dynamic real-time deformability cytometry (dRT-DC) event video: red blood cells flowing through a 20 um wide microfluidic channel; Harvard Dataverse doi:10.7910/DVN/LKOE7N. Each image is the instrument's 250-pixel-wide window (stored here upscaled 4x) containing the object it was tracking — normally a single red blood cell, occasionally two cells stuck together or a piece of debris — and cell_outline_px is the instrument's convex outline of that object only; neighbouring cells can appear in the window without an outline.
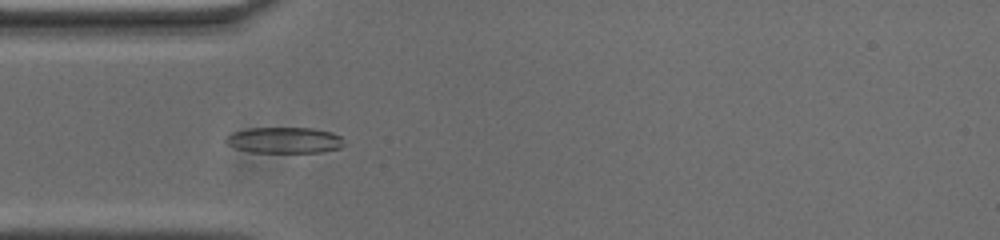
{"species": "common noctule bat (a hibernating species)", "species_latin": "Nyctalus noctula", "temperature_condition": "cold", "stored_images_in_passage": 49, "camera_frame_rate_fps": 3000, "um_per_image_px": 0.085, "animal": {"sex": "male", "body_mass_g": 20.0, "forearm_length_mm": 53.3}, "frame": {"image": 1, "passage_image": 10, "time_ms": 3.0, "image_size_px": [1000, 240], "cell_outline_px": [[344, 144], [340, 148], [320, 152], [252, 152], [236, 148], [228, 144], [224, 140], [224, 136], [232, 132], [248, 128], [312, 128], [332, 132], [340, 136]], "centroid_in_image_um": [24.14, 11.91], "position_along_channel_um": 60.9, "area_um2": 17.92}}
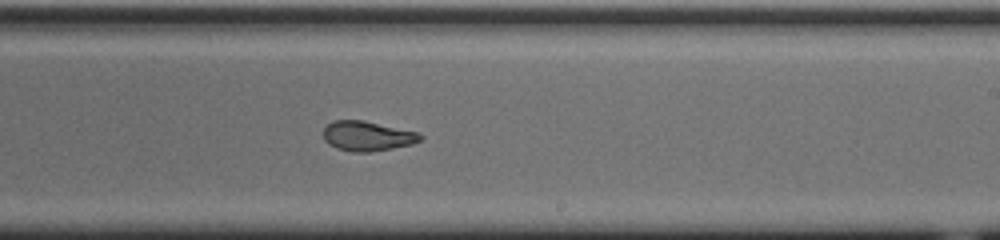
{"frame": {"image": 2, "passage_image": 26, "time_ms": 8.333, "image_size_px": [1000, 240], "cell_outline_px": [[424, 136], [420, 140], [412, 144], [372, 152], [352, 152], [336, 148], [328, 144], [324, 140], [324, 128], [332, 120], [364, 120], [420, 132]], "centroid_in_image_um": [31.24, 11.56], "position_along_channel_um": 257.8, "area_um2": 17.05}}
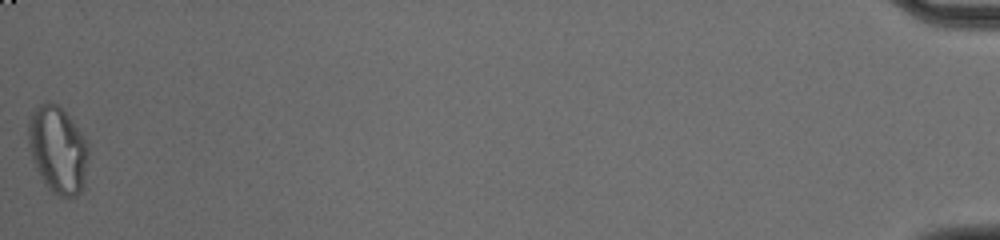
{"frame": {"image": 3, "passage_image": 49, "time_ms": 16.0, "image_size_px": [1000, 240], "cell_outline_px": [[88, 156], [80, 192], [76, 196], [60, 196], [52, 192], [48, 188], [40, 176], [32, 160], [28, 148], [28, 120], [32, 112], [40, 104], [48, 100], [52, 100], [72, 120], [88, 144]], "centroid_in_image_um": [4.87, 12.69], "position_along_channel_um": 430.3, "area_um2": 30.17}, "authors_computed_cell_mechanics": {"area_um2": 17.3978, "velocity_mm_per_s": 3.6917, "shape_relaxation_time_tau1_ms": 8.645, "shape_relaxation_time_tau2_ms": 1.8267, "deformation_change_tau1": 0.2407, "deformation_change_tau2": 0.0789}}